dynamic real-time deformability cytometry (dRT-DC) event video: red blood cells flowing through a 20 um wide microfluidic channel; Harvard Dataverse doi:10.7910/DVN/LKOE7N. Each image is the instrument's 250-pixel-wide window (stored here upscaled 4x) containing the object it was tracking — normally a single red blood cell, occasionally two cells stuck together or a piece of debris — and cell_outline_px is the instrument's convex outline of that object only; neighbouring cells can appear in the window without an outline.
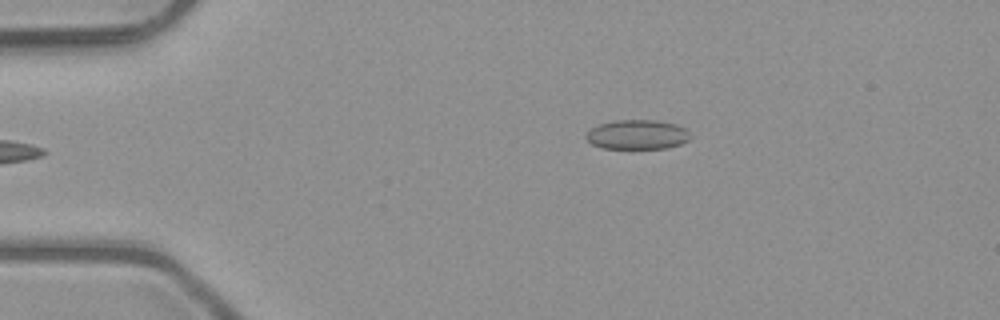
{"species": "common noctule bat (a hibernating species)", "species_latin": "Nyctalus noctula", "temperature_condition": "room temperature", "stored_images_in_passage": 4, "camera_frame_rate_fps": 3000, "um_per_image_px": 0.085, "animal": {"sex": "male", "body_mass_g": 23.1, "forearm_length_mm": 52.7}, "frame": {"image": 1, "passage_image": 4, "time_ms": 1.0, "image_size_px": [1000, 320], "cell_outline_px": [[692, 136], [688, 140], [680, 144], [664, 148], [604, 148], [592, 144], [584, 136], [592, 128], [600, 124], [612, 120], [656, 120], [676, 124], [684, 128]], "centroid_in_image_um": [54.17, 11.43], "position_along_channel_um": 30.8, "area_um2": 17.8}}